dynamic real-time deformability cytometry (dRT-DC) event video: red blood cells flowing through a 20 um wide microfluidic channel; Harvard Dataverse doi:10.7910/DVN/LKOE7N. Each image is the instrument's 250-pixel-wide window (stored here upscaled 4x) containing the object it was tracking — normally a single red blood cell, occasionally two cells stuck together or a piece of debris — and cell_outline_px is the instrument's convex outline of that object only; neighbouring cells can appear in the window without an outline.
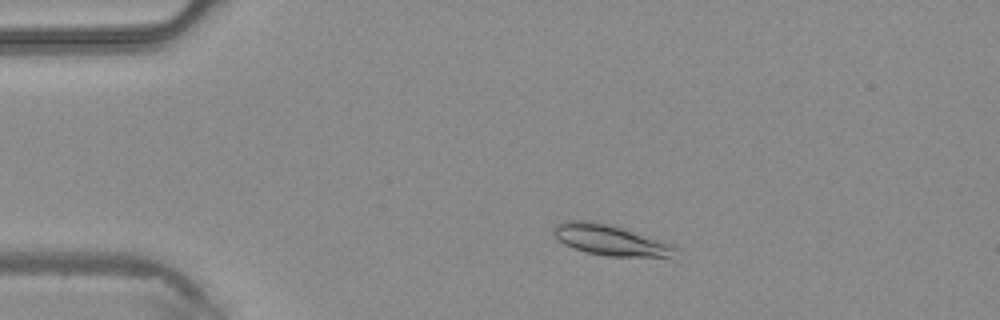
{"species": "common noctule bat (a hibernating species)", "species_latin": "Nyctalus noctula", "temperature_condition": "warm", "stored_images_in_passage": 41, "camera_frame_rate_fps": 3000, "um_per_image_px": 0.085, "animal": {"sex": "male", "body_mass_g": 20.4}, "frame": {"image": 1, "passage_image": 5, "time_ms": 1.333, "image_size_px": [1000, 320], "cell_outline_px": [[680, 248], [668, 256], [608, 256], [588, 252], [572, 248], [564, 244], [552, 232], [552, 228], [556, 224], [568, 220], [592, 220], [608, 224], [660, 240], [672, 244]], "centroid_in_image_um": [51.81, 20.38], "position_along_channel_um": 33.2, "area_um2": 21.33}}
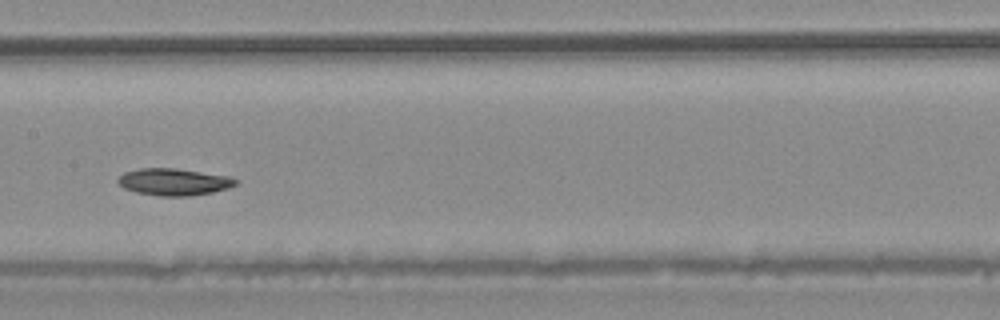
{"frame": {"image": 2, "passage_image": 19, "time_ms": 6.0, "image_size_px": [1000, 320], "cell_outline_px": [[236, 184], [228, 188], [212, 192], [192, 196], [160, 196], [136, 192], [124, 188], [116, 180], [124, 172], [140, 168], [176, 168], [228, 176], [236, 180]], "centroid_in_image_um": [14.75, 15.46], "position_along_channel_um": 192.6, "area_um2": 18.38}}
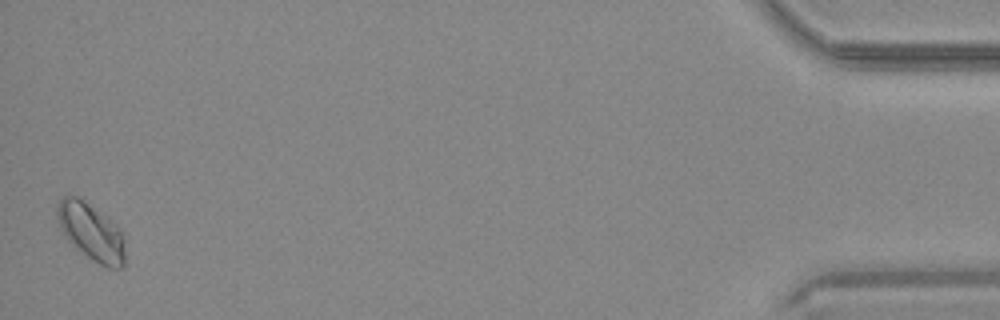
{"frame": {"image": 3, "passage_image": 41, "time_ms": 13.333, "image_size_px": [1000, 320], "cell_outline_px": [[124, 268], [108, 268], [100, 264], [76, 248], [60, 232], [56, 216], [56, 204], [64, 196], [76, 196], [84, 200], [116, 224], [120, 228], [124, 240]], "centroid_in_image_um": [7.72, 19.7], "position_along_channel_um": 427.5, "area_um2": 22.66}}